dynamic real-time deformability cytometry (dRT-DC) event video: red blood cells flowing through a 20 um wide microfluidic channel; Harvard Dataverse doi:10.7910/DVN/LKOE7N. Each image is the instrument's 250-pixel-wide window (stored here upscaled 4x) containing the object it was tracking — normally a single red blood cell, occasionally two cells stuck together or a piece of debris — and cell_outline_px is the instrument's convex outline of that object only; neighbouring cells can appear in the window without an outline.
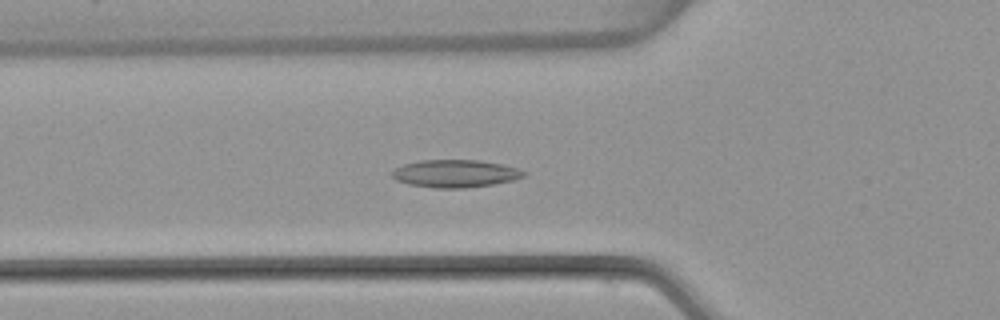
{"species": "common noctule bat (a hibernating species)", "species_latin": "Nyctalus noctula", "temperature_condition": "warm", "stored_images_in_passage": 54, "camera_frame_rate_fps": 3000, "um_per_image_px": 0.085, "animal": {"sex": "female", "body_mass_g": 22.7, "forearm_length_mm": 54.2}, "frame": {"image": 1, "passage_image": 19, "time_ms": 6.0, "image_size_px": [1000, 320], "cell_outline_px": [[528, 172], [524, 176], [512, 180], [492, 184], [464, 188], [432, 188], [408, 184], [396, 180], [392, 176], [392, 172], [396, 168], [404, 164], [420, 160], [480, 160], [504, 164]], "centroid_in_image_um": [38.7, 14.75], "position_along_channel_um": 87.1, "area_um2": 21.21}}
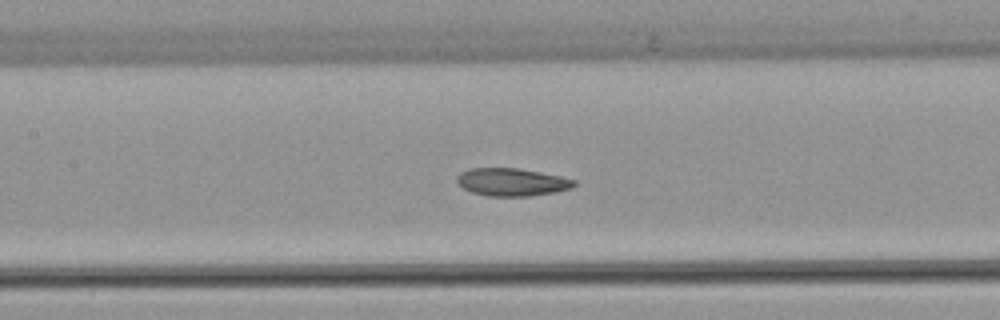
{"frame": {"image": 2, "passage_image": 25, "time_ms": 8.0, "image_size_px": [1000, 320], "cell_outline_px": [[576, 184], [572, 188], [556, 192], [528, 196], [488, 196], [472, 192], [464, 188], [456, 180], [456, 176], [460, 172], [468, 168], [520, 168], [560, 176], [576, 180]], "centroid_in_image_um": [43.51, 15.47], "position_along_channel_um": 163.9, "area_um2": 19.02}}
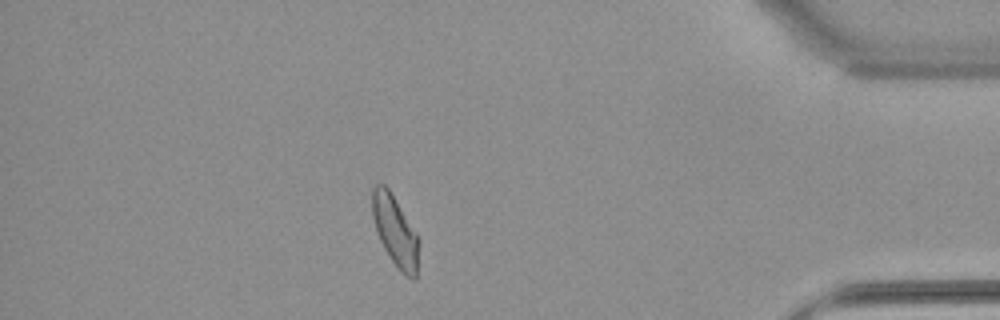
{"frame": {"image": 3, "passage_image": 47, "time_ms": 15.333, "image_size_px": [1000, 320], "cell_outline_px": [[420, 240], [416, 280], [412, 280], [404, 276], [396, 268], [384, 248], [380, 240], [372, 216], [372, 188], [376, 184], [384, 184], [388, 188], [416, 232]], "centroid_in_image_um": [33.61, 19.7], "position_along_channel_um": 401.6, "area_um2": 19.31}, "authors_computed_cell_mechanics": {"area_um2": 20.0277, "velocity_mm_per_s": 3.8136, "shape_relaxation_time_tau1_ms": 6.3724, "shape_relaxation_time_tau2_ms": 3.3377, "deformation_change_tau1": 0.1529, "deformation_change_tau2": 0.0873}}